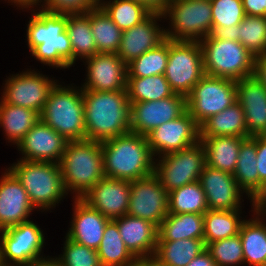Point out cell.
Masks as SVG:
<instances>
[{"mask_svg":"<svg viewBox=\"0 0 266 266\" xmlns=\"http://www.w3.org/2000/svg\"><path fill=\"white\" fill-rule=\"evenodd\" d=\"M27 46L31 56L51 68L68 69L73 66V51L66 31V15L47 13L40 8L29 9Z\"/></svg>","mask_w":266,"mask_h":266,"instance_id":"6da1fadb","label":"cell"},{"mask_svg":"<svg viewBox=\"0 0 266 266\" xmlns=\"http://www.w3.org/2000/svg\"><path fill=\"white\" fill-rule=\"evenodd\" d=\"M86 139L105 141L130 132L131 103L127 90H83Z\"/></svg>","mask_w":266,"mask_h":266,"instance_id":"7a4b0ae2","label":"cell"},{"mask_svg":"<svg viewBox=\"0 0 266 266\" xmlns=\"http://www.w3.org/2000/svg\"><path fill=\"white\" fill-rule=\"evenodd\" d=\"M104 176L134 181L154 174L147 137L129 132L101 142Z\"/></svg>","mask_w":266,"mask_h":266,"instance_id":"3957f363","label":"cell"},{"mask_svg":"<svg viewBox=\"0 0 266 266\" xmlns=\"http://www.w3.org/2000/svg\"><path fill=\"white\" fill-rule=\"evenodd\" d=\"M59 165L67 194L72 193L73 199L81 198L105 177L101 142L87 139L67 142Z\"/></svg>","mask_w":266,"mask_h":266,"instance_id":"277c9868","label":"cell"},{"mask_svg":"<svg viewBox=\"0 0 266 266\" xmlns=\"http://www.w3.org/2000/svg\"><path fill=\"white\" fill-rule=\"evenodd\" d=\"M57 83L39 115L68 142L86 140L83 90L80 86Z\"/></svg>","mask_w":266,"mask_h":266,"instance_id":"5b68a950","label":"cell"},{"mask_svg":"<svg viewBox=\"0 0 266 266\" xmlns=\"http://www.w3.org/2000/svg\"><path fill=\"white\" fill-rule=\"evenodd\" d=\"M9 169L20 180L34 208L41 212L55 209L67 194L57 163L17 160ZM38 208V209H37Z\"/></svg>","mask_w":266,"mask_h":266,"instance_id":"8992f818","label":"cell"},{"mask_svg":"<svg viewBox=\"0 0 266 266\" xmlns=\"http://www.w3.org/2000/svg\"><path fill=\"white\" fill-rule=\"evenodd\" d=\"M199 43L205 75L235 81L253 76L255 56L240 42L206 36Z\"/></svg>","mask_w":266,"mask_h":266,"instance_id":"52a82bcc","label":"cell"},{"mask_svg":"<svg viewBox=\"0 0 266 266\" xmlns=\"http://www.w3.org/2000/svg\"><path fill=\"white\" fill-rule=\"evenodd\" d=\"M210 0H170L161 12L169 20L165 37L171 40L200 41L212 31Z\"/></svg>","mask_w":266,"mask_h":266,"instance_id":"ba28073f","label":"cell"},{"mask_svg":"<svg viewBox=\"0 0 266 266\" xmlns=\"http://www.w3.org/2000/svg\"><path fill=\"white\" fill-rule=\"evenodd\" d=\"M204 75L199 41L168 39V63L164 76L172 91L187 97Z\"/></svg>","mask_w":266,"mask_h":266,"instance_id":"9c48e42d","label":"cell"},{"mask_svg":"<svg viewBox=\"0 0 266 266\" xmlns=\"http://www.w3.org/2000/svg\"><path fill=\"white\" fill-rule=\"evenodd\" d=\"M206 166L203 143L171 152L154 159V175L168 191L196 182Z\"/></svg>","mask_w":266,"mask_h":266,"instance_id":"30bf717a","label":"cell"},{"mask_svg":"<svg viewBox=\"0 0 266 266\" xmlns=\"http://www.w3.org/2000/svg\"><path fill=\"white\" fill-rule=\"evenodd\" d=\"M237 102L236 81L204 75L186 97L189 114L200 127L212 115Z\"/></svg>","mask_w":266,"mask_h":266,"instance_id":"8fae6325","label":"cell"},{"mask_svg":"<svg viewBox=\"0 0 266 266\" xmlns=\"http://www.w3.org/2000/svg\"><path fill=\"white\" fill-rule=\"evenodd\" d=\"M0 235L5 266H31L50 257L43 254L45 236L33 220L2 230Z\"/></svg>","mask_w":266,"mask_h":266,"instance_id":"7c38bea8","label":"cell"},{"mask_svg":"<svg viewBox=\"0 0 266 266\" xmlns=\"http://www.w3.org/2000/svg\"><path fill=\"white\" fill-rule=\"evenodd\" d=\"M3 83L1 99L15 106H22L41 114L53 87L59 82L40 71L27 69L12 74Z\"/></svg>","mask_w":266,"mask_h":266,"instance_id":"4fadbf2b","label":"cell"},{"mask_svg":"<svg viewBox=\"0 0 266 266\" xmlns=\"http://www.w3.org/2000/svg\"><path fill=\"white\" fill-rule=\"evenodd\" d=\"M169 192L153 174L130 181L128 215L153 223L157 228L168 215Z\"/></svg>","mask_w":266,"mask_h":266,"instance_id":"5bb4252c","label":"cell"},{"mask_svg":"<svg viewBox=\"0 0 266 266\" xmlns=\"http://www.w3.org/2000/svg\"><path fill=\"white\" fill-rule=\"evenodd\" d=\"M154 158L188 148L200 141V127L186 110L174 120L154 128L147 135Z\"/></svg>","mask_w":266,"mask_h":266,"instance_id":"9a60e30c","label":"cell"},{"mask_svg":"<svg viewBox=\"0 0 266 266\" xmlns=\"http://www.w3.org/2000/svg\"><path fill=\"white\" fill-rule=\"evenodd\" d=\"M86 78L82 90H127V65L115 53H96L82 61Z\"/></svg>","mask_w":266,"mask_h":266,"instance_id":"2e32d148","label":"cell"},{"mask_svg":"<svg viewBox=\"0 0 266 266\" xmlns=\"http://www.w3.org/2000/svg\"><path fill=\"white\" fill-rule=\"evenodd\" d=\"M186 110V97L175 93L157 101L131 103L130 132L146 136L154 128L176 119Z\"/></svg>","mask_w":266,"mask_h":266,"instance_id":"e0dca14e","label":"cell"},{"mask_svg":"<svg viewBox=\"0 0 266 266\" xmlns=\"http://www.w3.org/2000/svg\"><path fill=\"white\" fill-rule=\"evenodd\" d=\"M67 140L41 119L27 132L16 145L25 161H42L59 164Z\"/></svg>","mask_w":266,"mask_h":266,"instance_id":"ac0fdd59","label":"cell"},{"mask_svg":"<svg viewBox=\"0 0 266 266\" xmlns=\"http://www.w3.org/2000/svg\"><path fill=\"white\" fill-rule=\"evenodd\" d=\"M3 172L0 177V231L29 221L32 212L38 211L15 174L9 168Z\"/></svg>","mask_w":266,"mask_h":266,"instance_id":"d6986e66","label":"cell"},{"mask_svg":"<svg viewBox=\"0 0 266 266\" xmlns=\"http://www.w3.org/2000/svg\"><path fill=\"white\" fill-rule=\"evenodd\" d=\"M161 12H152L141 23L122 32L117 55L128 65L145 52L157 47L165 37V29L158 21L163 20Z\"/></svg>","mask_w":266,"mask_h":266,"instance_id":"ffe728a7","label":"cell"},{"mask_svg":"<svg viewBox=\"0 0 266 266\" xmlns=\"http://www.w3.org/2000/svg\"><path fill=\"white\" fill-rule=\"evenodd\" d=\"M199 181L209 209L237 210L243 207L246 193L237 185L233 174L206 165Z\"/></svg>","mask_w":266,"mask_h":266,"instance_id":"44dd1931","label":"cell"},{"mask_svg":"<svg viewBox=\"0 0 266 266\" xmlns=\"http://www.w3.org/2000/svg\"><path fill=\"white\" fill-rule=\"evenodd\" d=\"M81 199L110 220L122 217L129 206L130 181L104 177Z\"/></svg>","mask_w":266,"mask_h":266,"instance_id":"7402d4cb","label":"cell"},{"mask_svg":"<svg viewBox=\"0 0 266 266\" xmlns=\"http://www.w3.org/2000/svg\"><path fill=\"white\" fill-rule=\"evenodd\" d=\"M236 91L245 115L247 138L266 134V87L253 75L236 81Z\"/></svg>","mask_w":266,"mask_h":266,"instance_id":"603a6c76","label":"cell"},{"mask_svg":"<svg viewBox=\"0 0 266 266\" xmlns=\"http://www.w3.org/2000/svg\"><path fill=\"white\" fill-rule=\"evenodd\" d=\"M73 201V214L65 236L80 245L97 250L110 219L81 198H74Z\"/></svg>","mask_w":266,"mask_h":266,"instance_id":"cb8c5ba5","label":"cell"},{"mask_svg":"<svg viewBox=\"0 0 266 266\" xmlns=\"http://www.w3.org/2000/svg\"><path fill=\"white\" fill-rule=\"evenodd\" d=\"M113 220L126 248L135 258L153 257L158 237V228L153 223L128 214Z\"/></svg>","mask_w":266,"mask_h":266,"instance_id":"d4e9b609","label":"cell"},{"mask_svg":"<svg viewBox=\"0 0 266 266\" xmlns=\"http://www.w3.org/2000/svg\"><path fill=\"white\" fill-rule=\"evenodd\" d=\"M246 138L238 136L200 137L205 150L206 165L233 174L240 146Z\"/></svg>","mask_w":266,"mask_h":266,"instance_id":"484cf974","label":"cell"},{"mask_svg":"<svg viewBox=\"0 0 266 266\" xmlns=\"http://www.w3.org/2000/svg\"><path fill=\"white\" fill-rule=\"evenodd\" d=\"M245 219L239 230L244 264L266 266V223L257 215Z\"/></svg>","mask_w":266,"mask_h":266,"instance_id":"4316f807","label":"cell"},{"mask_svg":"<svg viewBox=\"0 0 266 266\" xmlns=\"http://www.w3.org/2000/svg\"><path fill=\"white\" fill-rule=\"evenodd\" d=\"M214 136L247 137L244 111L238 102L212 115L200 126V137Z\"/></svg>","mask_w":266,"mask_h":266,"instance_id":"83f0119b","label":"cell"},{"mask_svg":"<svg viewBox=\"0 0 266 266\" xmlns=\"http://www.w3.org/2000/svg\"><path fill=\"white\" fill-rule=\"evenodd\" d=\"M39 119L36 111L7 104L0 98V128L8 143L17 145Z\"/></svg>","mask_w":266,"mask_h":266,"instance_id":"f1b7e54d","label":"cell"},{"mask_svg":"<svg viewBox=\"0 0 266 266\" xmlns=\"http://www.w3.org/2000/svg\"><path fill=\"white\" fill-rule=\"evenodd\" d=\"M157 240L203 239V214L182 213L170 214L158 227Z\"/></svg>","mask_w":266,"mask_h":266,"instance_id":"f546056e","label":"cell"},{"mask_svg":"<svg viewBox=\"0 0 266 266\" xmlns=\"http://www.w3.org/2000/svg\"><path fill=\"white\" fill-rule=\"evenodd\" d=\"M205 249L204 239L157 240L153 258L164 266H187Z\"/></svg>","mask_w":266,"mask_h":266,"instance_id":"4dcf8cb0","label":"cell"},{"mask_svg":"<svg viewBox=\"0 0 266 266\" xmlns=\"http://www.w3.org/2000/svg\"><path fill=\"white\" fill-rule=\"evenodd\" d=\"M66 31L73 51V67L78 59L83 61L97 53L91 31L90 11L85 14L66 15Z\"/></svg>","mask_w":266,"mask_h":266,"instance_id":"1f68e13d","label":"cell"},{"mask_svg":"<svg viewBox=\"0 0 266 266\" xmlns=\"http://www.w3.org/2000/svg\"><path fill=\"white\" fill-rule=\"evenodd\" d=\"M242 209L237 210H211L204 214V243L226 239L239 234L240 226L245 220L240 215ZM242 218V219H241Z\"/></svg>","mask_w":266,"mask_h":266,"instance_id":"d6a6232c","label":"cell"},{"mask_svg":"<svg viewBox=\"0 0 266 266\" xmlns=\"http://www.w3.org/2000/svg\"><path fill=\"white\" fill-rule=\"evenodd\" d=\"M256 158V136L248 137L240 146L236 169L233 173L237 185L246 193L248 198L259 188Z\"/></svg>","mask_w":266,"mask_h":266,"instance_id":"836d02e7","label":"cell"},{"mask_svg":"<svg viewBox=\"0 0 266 266\" xmlns=\"http://www.w3.org/2000/svg\"><path fill=\"white\" fill-rule=\"evenodd\" d=\"M90 25L97 53L116 54L120 47L123 31L99 5L90 10Z\"/></svg>","mask_w":266,"mask_h":266,"instance_id":"e575fe53","label":"cell"},{"mask_svg":"<svg viewBox=\"0 0 266 266\" xmlns=\"http://www.w3.org/2000/svg\"><path fill=\"white\" fill-rule=\"evenodd\" d=\"M97 254L102 266H126L136 259L126 248L113 219L105 226Z\"/></svg>","mask_w":266,"mask_h":266,"instance_id":"d590c367","label":"cell"},{"mask_svg":"<svg viewBox=\"0 0 266 266\" xmlns=\"http://www.w3.org/2000/svg\"><path fill=\"white\" fill-rule=\"evenodd\" d=\"M130 103L157 101L174 94L164 74L147 77H127Z\"/></svg>","mask_w":266,"mask_h":266,"instance_id":"8d00e7d4","label":"cell"},{"mask_svg":"<svg viewBox=\"0 0 266 266\" xmlns=\"http://www.w3.org/2000/svg\"><path fill=\"white\" fill-rule=\"evenodd\" d=\"M99 6L122 31L141 23L152 13L138 0H106Z\"/></svg>","mask_w":266,"mask_h":266,"instance_id":"74e56055","label":"cell"},{"mask_svg":"<svg viewBox=\"0 0 266 266\" xmlns=\"http://www.w3.org/2000/svg\"><path fill=\"white\" fill-rule=\"evenodd\" d=\"M208 209L206 195L199 180L169 192L168 213L170 214H204Z\"/></svg>","mask_w":266,"mask_h":266,"instance_id":"f35d334b","label":"cell"},{"mask_svg":"<svg viewBox=\"0 0 266 266\" xmlns=\"http://www.w3.org/2000/svg\"><path fill=\"white\" fill-rule=\"evenodd\" d=\"M168 63V38L127 65V77L164 74Z\"/></svg>","mask_w":266,"mask_h":266,"instance_id":"ab89813d","label":"cell"},{"mask_svg":"<svg viewBox=\"0 0 266 266\" xmlns=\"http://www.w3.org/2000/svg\"><path fill=\"white\" fill-rule=\"evenodd\" d=\"M238 42L255 57L266 54V16L246 15L238 25Z\"/></svg>","mask_w":266,"mask_h":266,"instance_id":"60d3db41","label":"cell"},{"mask_svg":"<svg viewBox=\"0 0 266 266\" xmlns=\"http://www.w3.org/2000/svg\"><path fill=\"white\" fill-rule=\"evenodd\" d=\"M206 249L217 266H240L244 264L243 247L239 234L209 243Z\"/></svg>","mask_w":266,"mask_h":266,"instance_id":"b9f144b4","label":"cell"},{"mask_svg":"<svg viewBox=\"0 0 266 266\" xmlns=\"http://www.w3.org/2000/svg\"><path fill=\"white\" fill-rule=\"evenodd\" d=\"M64 239L63 254L53 258L60 266H102L97 250Z\"/></svg>","mask_w":266,"mask_h":266,"instance_id":"7bdbcfd3","label":"cell"},{"mask_svg":"<svg viewBox=\"0 0 266 266\" xmlns=\"http://www.w3.org/2000/svg\"><path fill=\"white\" fill-rule=\"evenodd\" d=\"M212 7V26L239 25L245 12L242 0H210Z\"/></svg>","mask_w":266,"mask_h":266,"instance_id":"ee69618b","label":"cell"},{"mask_svg":"<svg viewBox=\"0 0 266 266\" xmlns=\"http://www.w3.org/2000/svg\"><path fill=\"white\" fill-rule=\"evenodd\" d=\"M98 5L93 0H44L40 10L63 15L85 14Z\"/></svg>","mask_w":266,"mask_h":266,"instance_id":"f6af8a7d","label":"cell"},{"mask_svg":"<svg viewBox=\"0 0 266 266\" xmlns=\"http://www.w3.org/2000/svg\"><path fill=\"white\" fill-rule=\"evenodd\" d=\"M257 171L259 173V187L266 181V134L256 135Z\"/></svg>","mask_w":266,"mask_h":266,"instance_id":"bcb514c9","label":"cell"},{"mask_svg":"<svg viewBox=\"0 0 266 266\" xmlns=\"http://www.w3.org/2000/svg\"><path fill=\"white\" fill-rule=\"evenodd\" d=\"M251 200V211L253 215L266 214V181L262 182L260 187L248 199Z\"/></svg>","mask_w":266,"mask_h":266,"instance_id":"7dc6e473","label":"cell"},{"mask_svg":"<svg viewBox=\"0 0 266 266\" xmlns=\"http://www.w3.org/2000/svg\"><path fill=\"white\" fill-rule=\"evenodd\" d=\"M211 38L227 39L238 42V25L234 26H212V31L209 35Z\"/></svg>","mask_w":266,"mask_h":266,"instance_id":"c3c4849f","label":"cell"},{"mask_svg":"<svg viewBox=\"0 0 266 266\" xmlns=\"http://www.w3.org/2000/svg\"><path fill=\"white\" fill-rule=\"evenodd\" d=\"M245 15L266 16V0H242Z\"/></svg>","mask_w":266,"mask_h":266,"instance_id":"681fc988","label":"cell"},{"mask_svg":"<svg viewBox=\"0 0 266 266\" xmlns=\"http://www.w3.org/2000/svg\"><path fill=\"white\" fill-rule=\"evenodd\" d=\"M253 75L266 87V54L255 57Z\"/></svg>","mask_w":266,"mask_h":266,"instance_id":"f907efd6","label":"cell"},{"mask_svg":"<svg viewBox=\"0 0 266 266\" xmlns=\"http://www.w3.org/2000/svg\"><path fill=\"white\" fill-rule=\"evenodd\" d=\"M187 266H217L207 249L197 255Z\"/></svg>","mask_w":266,"mask_h":266,"instance_id":"816d5d0a","label":"cell"},{"mask_svg":"<svg viewBox=\"0 0 266 266\" xmlns=\"http://www.w3.org/2000/svg\"><path fill=\"white\" fill-rule=\"evenodd\" d=\"M7 1V0H4ZM44 0H8L7 3H11V5H16V7L20 10V8L22 9V11H24V9L28 10L34 8V6L36 7V9L38 8V6H41V4L43 3ZM40 3V4H39Z\"/></svg>","mask_w":266,"mask_h":266,"instance_id":"f5cc1de1","label":"cell"},{"mask_svg":"<svg viewBox=\"0 0 266 266\" xmlns=\"http://www.w3.org/2000/svg\"><path fill=\"white\" fill-rule=\"evenodd\" d=\"M145 4L152 12H162L170 0H138Z\"/></svg>","mask_w":266,"mask_h":266,"instance_id":"db71d44e","label":"cell"},{"mask_svg":"<svg viewBox=\"0 0 266 266\" xmlns=\"http://www.w3.org/2000/svg\"><path fill=\"white\" fill-rule=\"evenodd\" d=\"M31 266H60V265L51 256L45 260L34 263Z\"/></svg>","mask_w":266,"mask_h":266,"instance_id":"11a10c76","label":"cell"},{"mask_svg":"<svg viewBox=\"0 0 266 266\" xmlns=\"http://www.w3.org/2000/svg\"><path fill=\"white\" fill-rule=\"evenodd\" d=\"M126 266H147V258H136L133 262Z\"/></svg>","mask_w":266,"mask_h":266,"instance_id":"9f6ffc18","label":"cell"},{"mask_svg":"<svg viewBox=\"0 0 266 266\" xmlns=\"http://www.w3.org/2000/svg\"><path fill=\"white\" fill-rule=\"evenodd\" d=\"M147 266H164L160 264L156 259L153 257L147 258Z\"/></svg>","mask_w":266,"mask_h":266,"instance_id":"6f0895ef","label":"cell"},{"mask_svg":"<svg viewBox=\"0 0 266 266\" xmlns=\"http://www.w3.org/2000/svg\"><path fill=\"white\" fill-rule=\"evenodd\" d=\"M0 266H5L2 260V249H1V242H0Z\"/></svg>","mask_w":266,"mask_h":266,"instance_id":"680465c9","label":"cell"},{"mask_svg":"<svg viewBox=\"0 0 266 266\" xmlns=\"http://www.w3.org/2000/svg\"><path fill=\"white\" fill-rule=\"evenodd\" d=\"M97 5H100L105 0H93Z\"/></svg>","mask_w":266,"mask_h":266,"instance_id":"91938a15","label":"cell"},{"mask_svg":"<svg viewBox=\"0 0 266 266\" xmlns=\"http://www.w3.org/2000/svg\"><path fill=\"white\" fill-rule=\"evenodd\" d=\"M260 217L266 222V214L260 215Z\"/></svg>","mask_w":266,"mask_h":266,"instance_id":"94428289","label":"cell"}]
</instances>
